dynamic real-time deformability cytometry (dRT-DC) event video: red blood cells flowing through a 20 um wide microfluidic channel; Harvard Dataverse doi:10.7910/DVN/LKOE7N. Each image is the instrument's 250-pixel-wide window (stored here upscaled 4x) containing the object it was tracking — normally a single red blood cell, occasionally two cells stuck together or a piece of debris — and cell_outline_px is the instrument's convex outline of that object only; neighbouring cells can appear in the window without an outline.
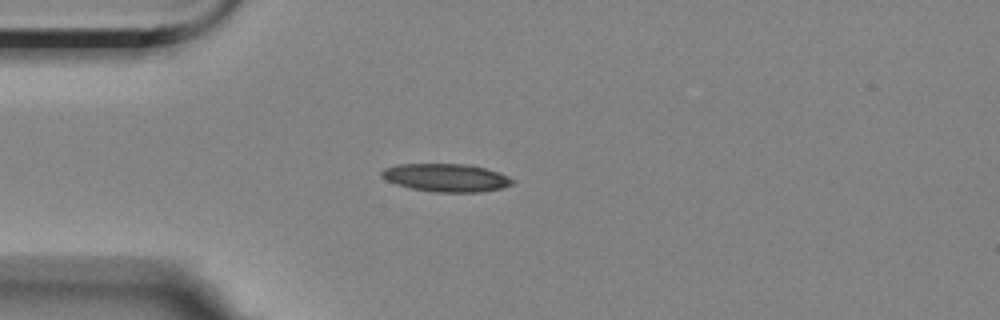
{"species": "Egyptian fruit bat (a non-hibernating species)", "species_latin": "Rousettus aegyptiacus", "temperature_condition": "room temperature", "stored_images_in_passage": 12, "camera_frame_rate_fps": 3000, "um_per_image_px": 0.085, "animal": {"sex": "female"}, "frame": {"image": 1, "passage_image": 1, "time_ms": 0.0, "image_size_px": [1000, 320], "cell_outline_px": [[516, 180], [512, 184], [500, 188], [480, 192], [436, 192], [412, 188], [396, 184], [380, 176], [380, 172], [384, 168], [396, 164], [468, 164], [500, 172]], "centroid_in_image_um": [37.93, 15.09], "position_along_channel_um": 47.1, "area_um2": 21.33}}
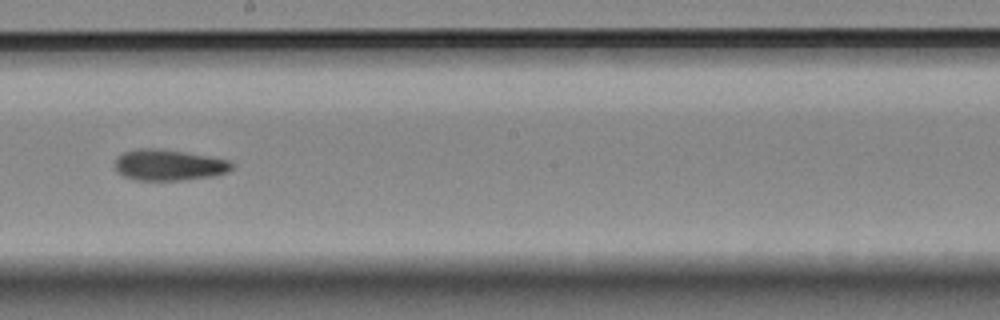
{"frame": {"image": 2, "passage_image": 6, "time_ms": 5.667, "image_size_px": [1000, 320], "cell_outline_px": [[236, 164], [228, 172], [216, 176], [184, 180], [136, 180], [124, 176], [116, 172], [116, 156], [124, 152], [136, 148], [160, 148], [208, 156], [228, 160]], "centroid_in_image_um": [14.36, 14.02], "position_along_channel_um": 233.8, "area_um2": 21.39}}
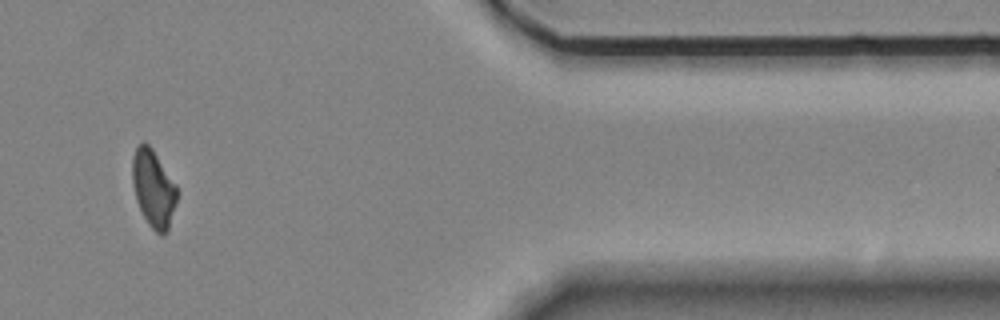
{"frame": {"image": 3, "passage_image": 10, "time_ms": 11.333, "image_size_px": [1000, 320], "cell_outline_px": [[176, 204], [168, 232], [164, 236], [160, 236], [148, 224], [136, 200], [132, 184], [132, 156], [136, 148], [144, 140], [152, 148], [176, 184]], "centroid_in_image_um": [13.04, 16.04], "position_along_channel_um": 398.4, "area_um2": 20.23}}